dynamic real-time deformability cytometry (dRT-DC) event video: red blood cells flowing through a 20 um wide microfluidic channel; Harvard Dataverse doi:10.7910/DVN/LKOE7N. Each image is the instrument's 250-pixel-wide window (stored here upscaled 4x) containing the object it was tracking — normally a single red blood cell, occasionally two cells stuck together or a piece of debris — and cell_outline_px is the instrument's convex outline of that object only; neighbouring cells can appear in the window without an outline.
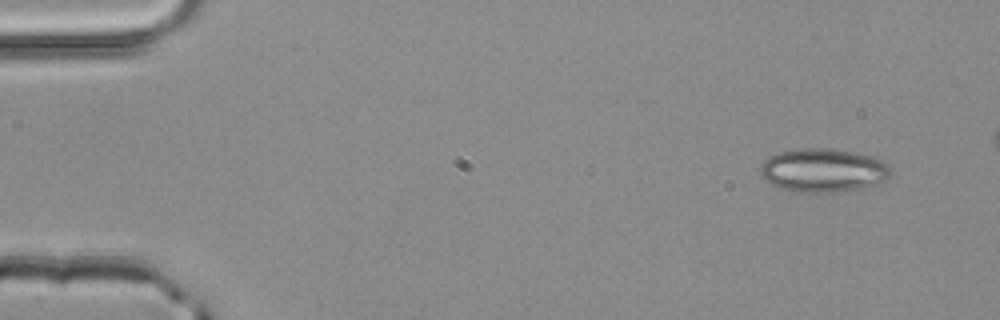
{"species": "common noctule bat (a hibernating species)", "species_latin": "Nyctalus noctula", "temperature_condition": "room temperature", "stored_images_in_passage": 4, "camera_frame_rate_fps": 3000, "um_per_image_px": 0.085, "animal": {"sex": "male", "body_mass_g": 20.4}, "frame": {"image": 1, "passage_image": 1, "time_ms": 0.0, "image_size_px": [1000, 320], "cell_outline_px": [[892, 172], [888, 180], [876, 184], [860, 188], [836, 192], [796, 192], [780, 188], [764, 180], [760, 176], [760, 164], [768, 156], [780, 152], [800, 148], [832, 148], [856, 152], [880, 160], [888, 164], [892, 168]], "centroid_in_image_um": [69.96, 14.47], "position_along_channel_um": 15.0, "area_um2": 33.47}}